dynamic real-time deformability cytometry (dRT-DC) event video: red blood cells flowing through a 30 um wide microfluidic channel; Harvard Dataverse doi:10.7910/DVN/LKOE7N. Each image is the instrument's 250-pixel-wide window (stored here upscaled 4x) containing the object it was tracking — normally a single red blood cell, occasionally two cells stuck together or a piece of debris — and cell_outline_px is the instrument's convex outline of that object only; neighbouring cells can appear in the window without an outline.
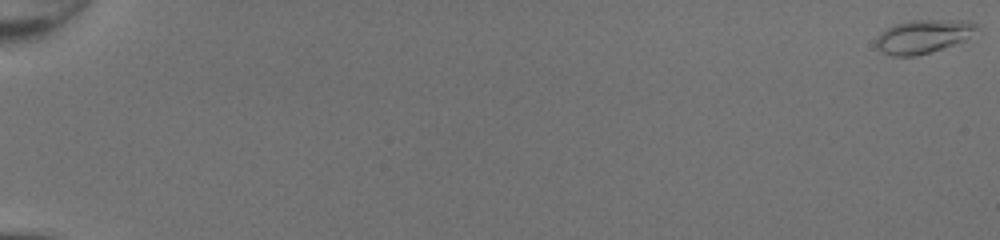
{"species": "common noctule bat (a hibernating species)", "species_latin": "Nyctalus noctula", "temperature_condition": "room temperature", "stored_images_in_passage": 51, "camera_frame_rate_fps": 3000, "um_per_image_px": 0.085, "animal": {"sex": "female", "body_mass_g": 20.0, "forearm_length_mm": 54.0}, "frame": {"image": 1, "passage_image": 1, "time_ms": 0.0, "image_size_px": [1000, 240], "cell_outline_px": [[980, 28], [964, 40], [916, 56], [892, 56], [884, 52], [876, 44], [876, 40], [880, 32], [884, 28], [896, 24], [912, 20], [968, 20], [976, 24]], "centroid_in_image_um": [78.47, 3.07], "position_along_channel_um": 6.5, "area_um2": 19.36}}
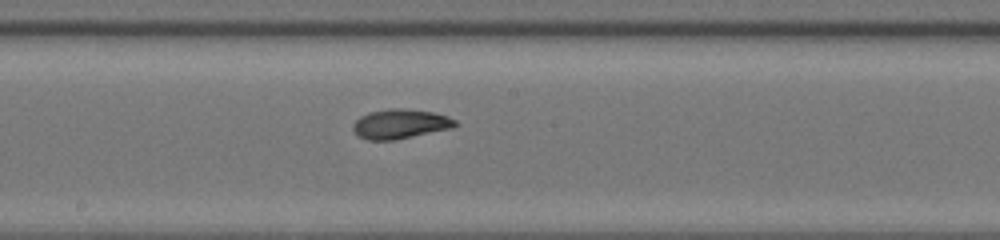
{"frame": {"image": 2, "passage_image": 31, "time_ms": 10.0, "image_size_px": [1000, 240], "cell_outline_px": [[460, 124], [452, 128], [396, 140], [368, 140], [360, 136], [352, 128], [352, 124], [360, 116], [368, 112], [388, 108], [404, 108], [432, 112], [448, 116], [456, 120]], "centroid_in_image_um": [34.04, 10.52], "position_along_channel_um": 214.2, "area_um2": 17.74}}
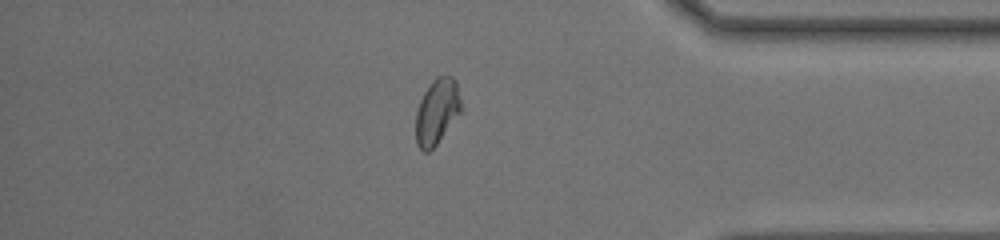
{"frame": {"image": 3, "passage_image": 45, "time_ms": 14.667, "image_size_px": [1000, 240], "cell_outline_px": [[460, 112], [436, 144], [428, 152], [424, 152], [416, 144], [416, 112], [420, 100], [424, 92], [432, 80], [436, 76], [452, 76], [456, 80], [460, 100]], "centroid_in_image_um": [37.11, 9.46], "position_along_channel_um": 398.1, "area_um2": 16.99}, "authors_computed_cell_mechanics": {"area_um2": 17.34, "velocity_mm_per_s": 4.3225, "shape_relaxation_time_tau1_ms": 6.6543, "shape_relaxation_time_tau2_ms": 1.2598, "deformation_change_tau1": 0.2245, "deformation_change_tau2": 0.0651}}